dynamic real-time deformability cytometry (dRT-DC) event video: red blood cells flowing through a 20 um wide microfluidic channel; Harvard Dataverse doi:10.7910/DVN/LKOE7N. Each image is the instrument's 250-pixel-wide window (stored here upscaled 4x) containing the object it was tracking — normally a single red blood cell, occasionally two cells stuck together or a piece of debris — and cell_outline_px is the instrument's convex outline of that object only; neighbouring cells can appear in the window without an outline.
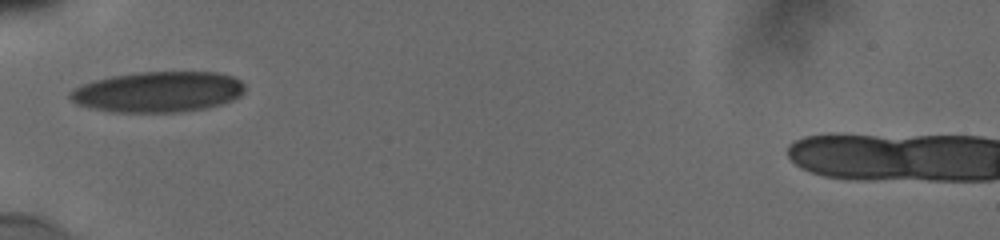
{"species": "human", "species_latin": "Homo sapiens", "temperature_condition": "cold", "stored_images_in_passage": 32, "camera_frame_rate_fps": 3000, "um_per_image_px": 0.085, "donor": {"sex": "male"}, "frame": {"image": 1, "passage_image": 1, "time_ms": 0.0, "image_size_px": [1000, 240], "cell_outline_px": [[244, 92], [240, 96], [232, 100], [220, 104], [204, 108], [176, 112], [112, 112], [92, 108], [76, 104], [68, 96], [68, 92], [84, 84], [96, 80], [112, 76], [136, 72], [216, 72], [232, 76], [240, 80], [244, 84]], "centroid_in_image_um": [13.44, 7.8], "position_along_channel_um": 71.6, "area_um2": 41.27}}
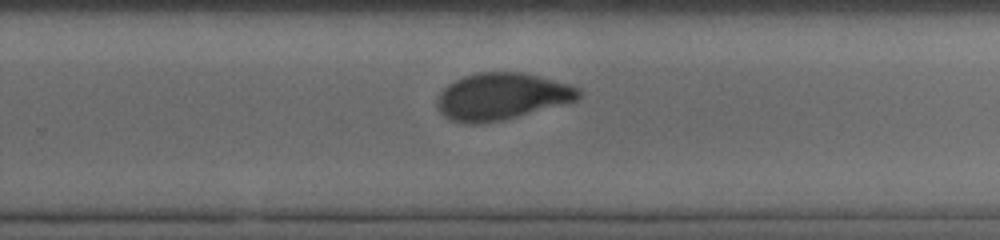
{"frame": {"image": 2, "passage_image": 18, "time_ms": 5.667, "image_size_px": [1000, 240], "cell_outline_px": [[580, 96], [576, 100], [500, 120], [476, 124], [472, 124], [452, 120], [444, 116], [440, 112], [436, 104], [436, 100], [440, 92], [448, 84], [464, 76], [476, 72], [524, 72], [568, 84], [580, 88]], "centroid_in_image_um": [42.59, 8.18], "position_along_channel_um": 287.2, "area_um2": 38.09}}
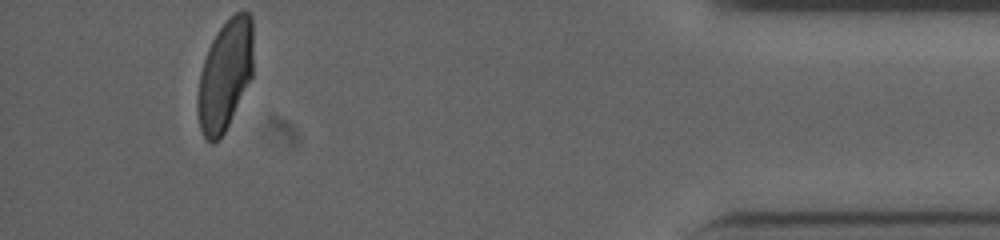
{"frame": {"image": 3, "passage_image": 32, "time_ms": 10.333, "image_size_px": [1000, 240], "cell_outline_px": [[252, 76], [224, 132], [212, 144], [204, 140], [200, 128], [196, 108], [196, 96], [200, 72], [208, 48], [216, 32], [236, 12], [248, 12], [252, 16]], "centroid_in_image_um": [19.09, 6.41], "position_along_channel_um": 416.1, "area_um2": 35.66}, "authors_computed_cell_mechanics": {"area_um2": 38.9572, "velocity_mm_per_s": 3.8454, "shape_relaxation_time_tau1_ms": 9.6865, "shape_relaxation_time_tau2_ms": 1.1012, "deformation_change_tau1": 0.2183, "deformation_change_tau2": 0.0679}}